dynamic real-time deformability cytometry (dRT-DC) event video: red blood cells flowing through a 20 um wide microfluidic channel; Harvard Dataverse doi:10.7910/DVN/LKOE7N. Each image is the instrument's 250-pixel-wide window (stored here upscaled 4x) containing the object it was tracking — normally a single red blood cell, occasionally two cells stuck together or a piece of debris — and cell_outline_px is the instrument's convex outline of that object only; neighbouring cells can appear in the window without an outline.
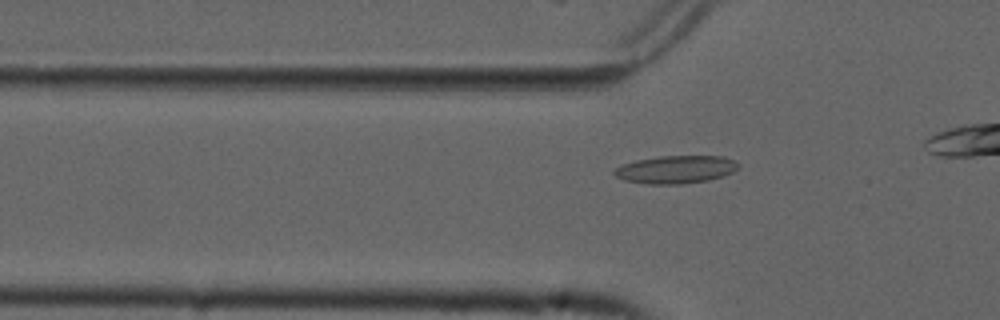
{"species": "common noctule bat (a hibernating species)", "species_latin": "Nyctalus noctula", "temperature_condition": "cold", "stored_images_in_passage": 34, "camera_frame_rate_fps": 3000, "um_per_image_px": 0.085, "animal": {"sex": "male", "forearm_length_mm": 52.5}, "frame": {"image": 1, "passage_image": 7, "time_ms": 2.0, "image_size_px": [1000, 320], "cell_outline_px": [[740, 168], [724, 176], [708, 180], [680, 184], [648, 184], [624, 180], [616, 176], [612, 172], [620, 164], [636, 160], [660, 156], [724, 156], [740, 164]], "centroid_in_image_um": [57.44, 14.4], "position_along_channel_um": 68.4, "area_um2": 20.23}}
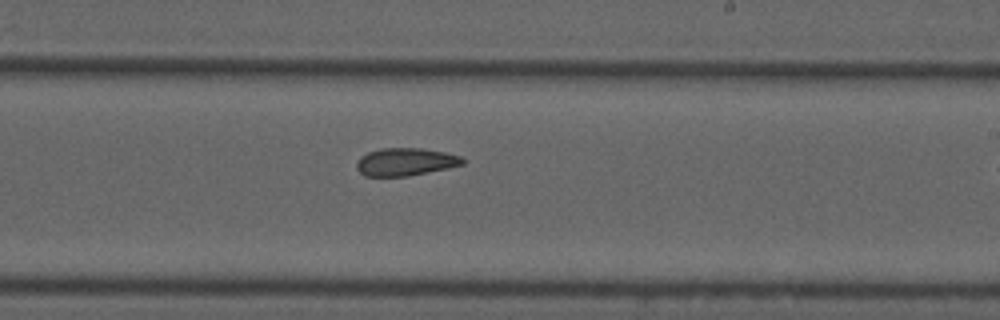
{"frame": {"image": 2, "passage_image": 22, "time_ms": 7.0, "image_size_px": [1000, 320], "cell_outline_px": [[464, 164], [448, 168], [408, 176], [364, 176], [356, 168], [356, 164], [360, 156], [368, 152], [380, 148], [420, 148], [444, 152], [460, 156], [464, 160]], "centroid_in_image_um": [34.44, 13.76], "position_along_channel_um": 254.6, "area_um2": 17.11}}
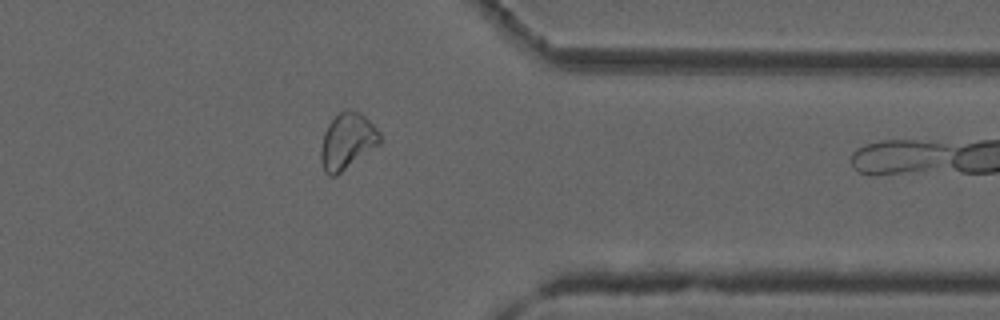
{"frame": {"image": 3, "passage_image": 33, "time_ms": 10.667, "image_size_px": [1000, 320], "cell_outline_px": [[380, 144], [336, 176], [328, 176], [324, 172], [320, 160], [320, 148], [324, 132], [328, 124], [340, 112], [348, 108], [360, 112], [380, 132]], "centroid_in_image_um": [29.49, 12.02], "position_along_channel_um": 381.9, "area_um2": 19.36}}